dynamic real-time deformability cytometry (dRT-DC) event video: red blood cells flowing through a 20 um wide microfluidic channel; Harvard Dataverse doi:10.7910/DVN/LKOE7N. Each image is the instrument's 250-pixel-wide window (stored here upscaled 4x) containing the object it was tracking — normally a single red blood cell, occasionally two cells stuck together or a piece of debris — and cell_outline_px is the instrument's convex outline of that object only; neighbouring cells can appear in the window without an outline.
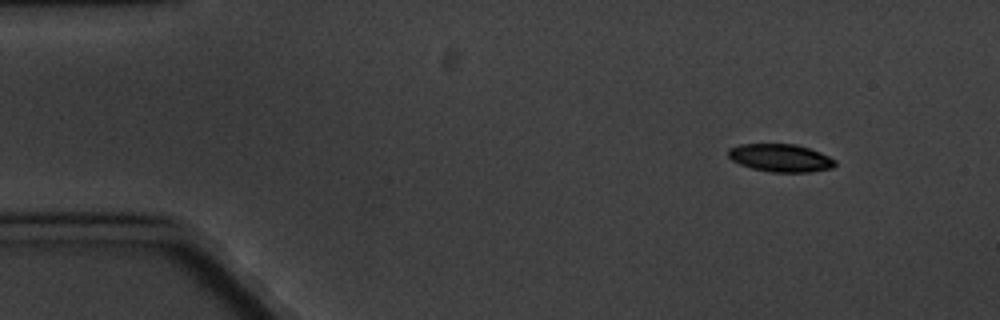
{"species": "common noctule bat (a hibernating species)", "species_latin": "Nyctalus noctula", "temperature_condition": "cold", "stored_images_in_passage": 4, "camera_frame_rate_fps": 3000, "um_per_image_px": 0.085, "animal": {"sex": "male", "body_mass_g": 20.1, "forearm_length_mm": 53.5}, "frame": {"image": 1, "passage_image": 1, "time_ms": 0.0, "image_size_px": [1000, 320], "cell_outline_px": [[836, 164], [832, 168], [808, 172], [772, 172], [752, 168], [740, 164], [732, 160], [728, 156], [728, 148], [740, 144], [796, 144], [820, 152], [836, 160]], "centroid_in_image_um": [66.34, 13.42], "position_along_channel_um": 18.7, "area_um2": 17.28}}
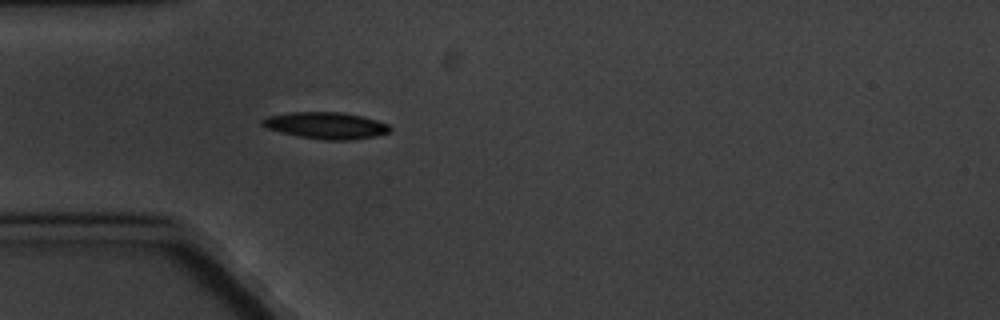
{"frame": {"image": 2, "passage_image": 4, "time_ms": 3.667, "image_size_px": [1000, 320], "cell_outline_px": [[392, 128], [388, 132], [376, 136], [352, 140], [324, 140], [300, 136], [280, 132], [268, 128], [260, 124], [260, 120], [268, 116], [292, 112], [344, 112], [376, 120], [388, 124]], "centroid_in_image_um": [27.71, 10.66], "position_along_channel_um": 57.3, "area_um2": 19.77}}